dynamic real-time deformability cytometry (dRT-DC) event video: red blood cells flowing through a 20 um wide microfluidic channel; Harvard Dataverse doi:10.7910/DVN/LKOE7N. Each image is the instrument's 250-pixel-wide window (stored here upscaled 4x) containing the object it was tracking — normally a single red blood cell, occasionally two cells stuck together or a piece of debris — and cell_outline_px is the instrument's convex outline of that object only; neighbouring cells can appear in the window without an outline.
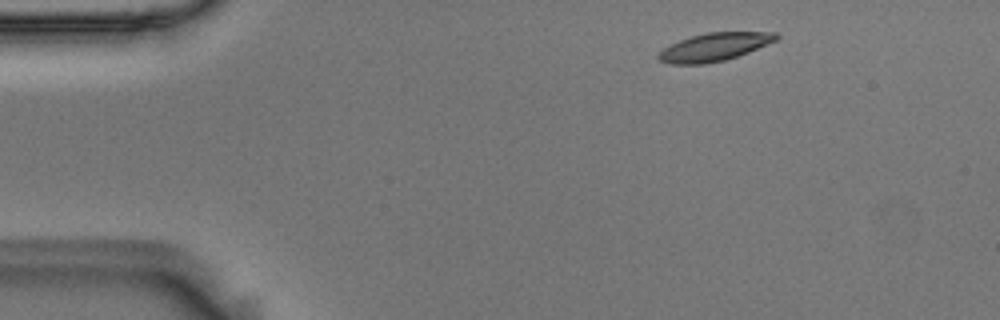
{"species": "Egyptian fruit bat (a non-hibernating species)", "species_latin": "Rousettus aegyptiacus", "temperature_condition": "room temperature", "stored_images_in_passage": 4, "camera_frame_rate_fps": 3000, "um_per_image_px": 0.085, "animal": {"sex": "male"}, "frame": {"image": 1, "passage_image": 1, "time_ms": 0.0, "image_size_px": [1000, 320], "cell_outline_px": [[780, 36], [776, 40], [748, 52], [724, 60], [704, 64], [672, 64], [660, 60], [656, 56], [664, 48], [680, 40], [692, 36], [708, 32], [776, 32]], "centroid_in_image_um": [60.72, 3.99], "position_along_channel_um": 24.3, "area_um2": 18.9}}